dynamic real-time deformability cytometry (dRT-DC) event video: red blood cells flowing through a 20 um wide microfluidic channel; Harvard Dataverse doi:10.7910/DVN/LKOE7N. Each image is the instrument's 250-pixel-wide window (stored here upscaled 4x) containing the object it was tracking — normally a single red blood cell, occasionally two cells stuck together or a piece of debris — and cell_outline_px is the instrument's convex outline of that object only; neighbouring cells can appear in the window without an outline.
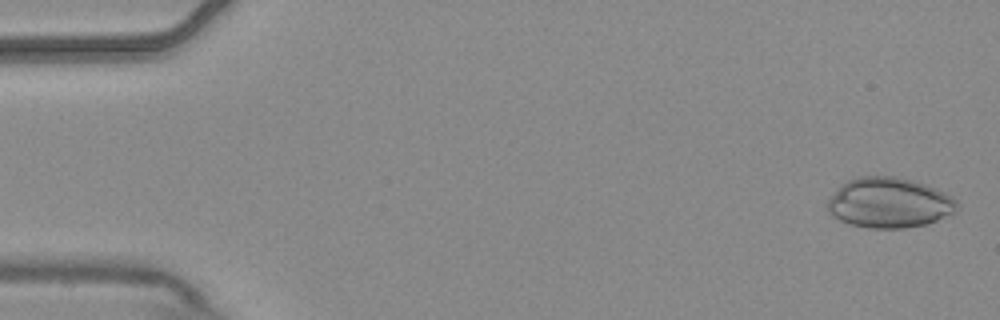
{"species": "common noctule bat (a hibernating species)", "species_latin": "Nyctalus noctula", "temperature_condition": "warm", "stored_images_in_passage": 6, "camera_frame_rate_fps": 3000, "um_per_image_px": 0.085, "animal": {"sex": "male", "body_mass_g": 20.4}, "frame": {"image": 1, "passage_image": 1, "time_ms": 0.0, "image_size_px": [1000, 320], "cell_outline_px": [[956, 204], [952, 212], [936, 220], [924, 224], [904, 228], [868, 228], [852, 224], [840, 220], [828, 212], [828, 200], [848, 180], [860, 176], [892, 176], [912, 180], [924, 184], [944, 192], [952, 196], [956, 200]], "centroid_in_image_um": [75.56, 17.23], "position_along_channel_um": 9.4, "area_um2": 37.11}}